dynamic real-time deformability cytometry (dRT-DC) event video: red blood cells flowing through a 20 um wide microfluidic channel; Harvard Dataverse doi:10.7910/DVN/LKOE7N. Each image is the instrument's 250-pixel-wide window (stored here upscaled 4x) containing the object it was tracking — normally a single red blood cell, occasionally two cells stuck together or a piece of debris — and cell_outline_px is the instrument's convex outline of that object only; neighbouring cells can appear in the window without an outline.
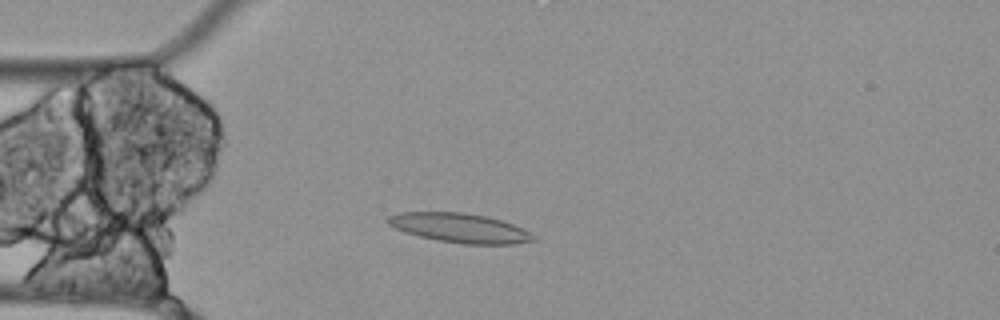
{"species": "Egyptian fruit bat (a non-hibernating species)", "species_latin": "Rousettus aegyptiacus", "temperature_condition": "cold", "stored_images_in_passage": 56, "camera_frame_rate_fps": 3000, "um_per_image_px": 0.085, "animal": {"sex": "female"}, "frame": {"image": 1, "passage_image": 14, "time_ms": 4.333, "image_size_px": [1000, 320], "cell_outline_px": [[536, 240], [512, 244], [464, 244], [436, 240], [404, 232], [388, 224], [384, 220], [388, 216], [400, 212], [464, 212], [484, 216], [500, 220], [524, 228], [536, 236]], "centroid_in_image_um": [39.07, 19.37], "position_along_channel_um": 45.9, "area_um2": 24.91}}
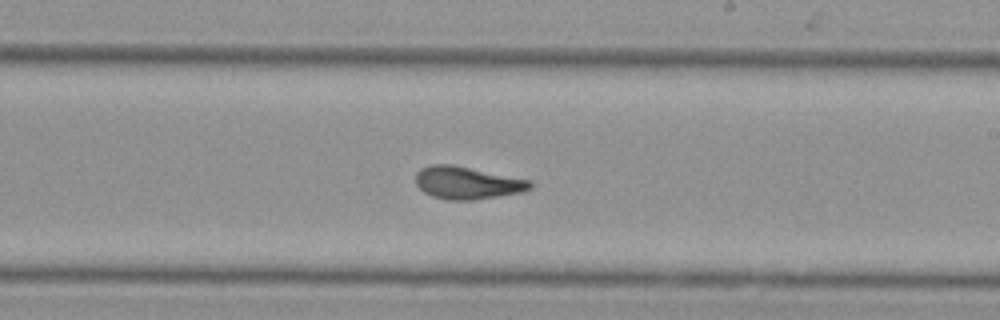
{"frame": {"image": 2, "passage_image": 32, "time_ms": 10.333, "image_size_px": [1000, 320], "cell_outline_px": [[532, 188], [524, 192], [472, 200], [448, 200], [432, 196], [424, 192], [416, 184], [416, 172], [420, 168], [432, 164], [452, 164], [532, 180]], "centroid_in_image_um": [39.73, 15.53], "position_along_channel_um": 249.3, "area_um2": 21.85}}
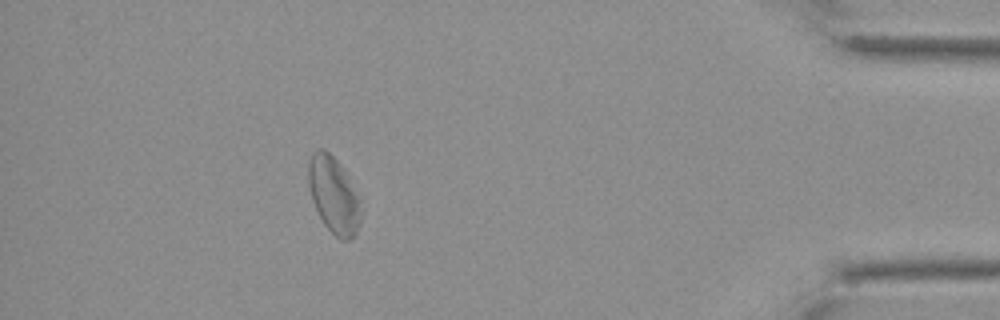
{"frame": {"image": 3, "passage_image": 50, "time_ms": 16.333, "image_size_px": [1000, 320], "cell_outline_px": [[360, 224], [356, 232], [348, 240], [340, 240], [324, 224], [312, 200], [308, 184], [308, 160], [312, 152], [316, 148], [324, 148], [344, 168], [360, 200]], "centroid_in_image_um": [28.35, 16.54], "position_along_channel_um": 406.9, "area_um2": 23.35}, "authors_computed_cell_mechanics": {"area_um2": 22.6576, "velocity_mm_per_s": 3.4559, "shape_relaxation_time_tau1_ms": null, "shape_relaxation_time_tau2_ms": 3.4235, "deformation_change_tau1": null, "deformation_change_tau2": 0.0382}}